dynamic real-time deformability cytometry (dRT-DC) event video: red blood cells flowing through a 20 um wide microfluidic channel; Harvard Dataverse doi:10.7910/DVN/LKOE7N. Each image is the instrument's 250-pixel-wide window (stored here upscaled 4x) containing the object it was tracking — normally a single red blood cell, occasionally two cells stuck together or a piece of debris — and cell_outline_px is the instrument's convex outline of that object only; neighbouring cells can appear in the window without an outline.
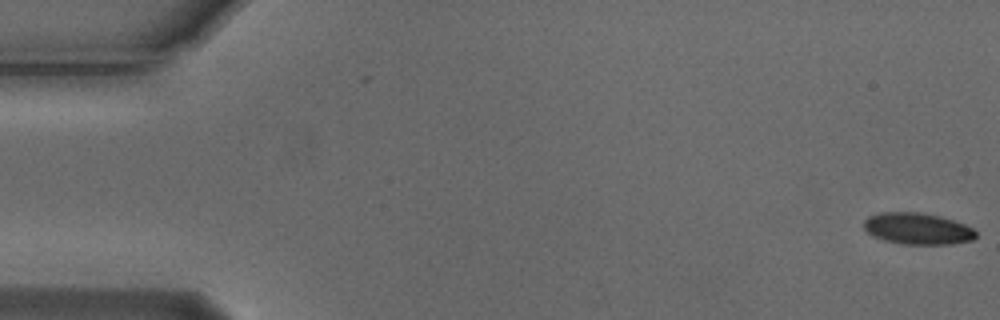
{"species": "Egyptian fruit bat (a non-hibernating species)", "species_latin": "Rousettus aegyptiacus", "temperature_condition": "cold", "stored_images_in_passage": 2, "camera_frame_rate_fps": 3000, "um_per_image_px": 0.085, "animal": {"sex": "male"}, "frame": {"image": 1, "passage_image": 2, "time_ms": 0.333, "image_size_px": [1000, 320], "cell_outline_px": [[976, 236], [972, 240], [952, 244], [904, 244], [884, 240], [872, 236], [864, 228], [864, 220], [868, 216], [880, 212], [920, 212], [940, 216], [964, 224], [972, 228], [976, 232]], "centroid_in_image_um": [77.97, 19.43], "position_along_channel_um": 7.0, "area_um2": 20.58}}